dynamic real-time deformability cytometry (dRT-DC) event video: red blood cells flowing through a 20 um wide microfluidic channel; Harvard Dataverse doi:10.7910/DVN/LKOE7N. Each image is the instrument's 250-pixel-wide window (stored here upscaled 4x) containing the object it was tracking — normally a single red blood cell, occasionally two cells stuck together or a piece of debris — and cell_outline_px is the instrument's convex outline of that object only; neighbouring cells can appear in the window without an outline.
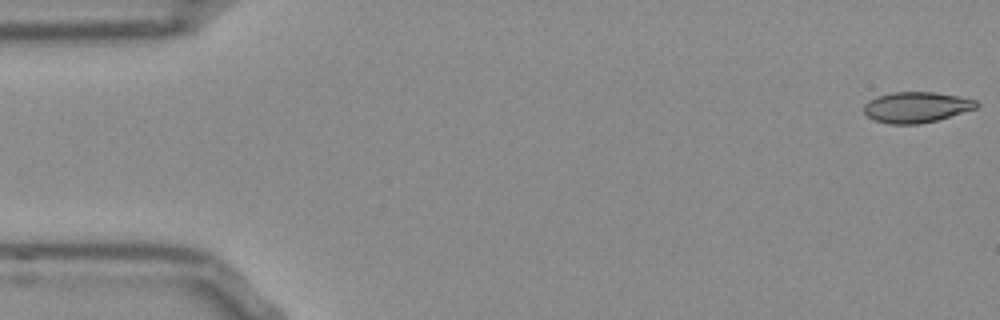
{"species": "Egyptian fruit bat (a non-hibernating species)", "species_latin": "Rousettus aegyptiacus", "temperature_condition": "room temperature", "stored_images_in_passage": 52, "camera_frame_rate_fps": 3000, "um_per_image_px": 0.085, "frame": {"image": 1, "passage_image": 1, "time_ms": 0.0, "image_size_px": [1000, 320], "cell_outline_px": [[980, 104], [976, 108], [936, 120], [916, 124], [888, 124], [876, 120], [868, 116], [864, 112], [864, 104], [868, 100], [876, 96], [892, 92], [932, 92], [956, 96], [976, 100]], "centroid_in_image_um": [77.85, 9.1], "position_along_channel_um": 7.1, "area_um2": 19.94}}
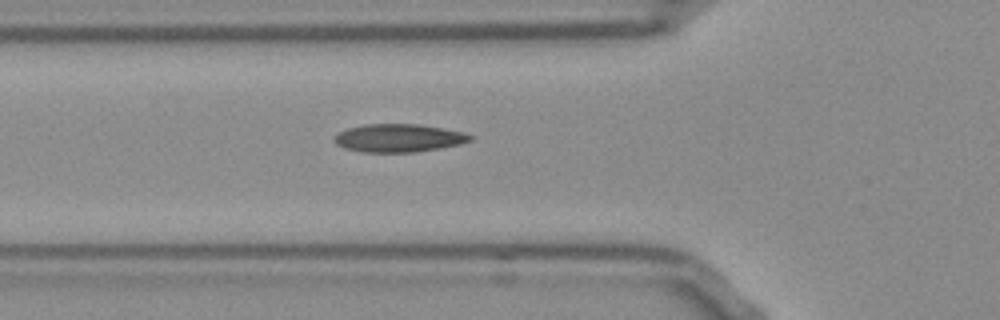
{"frame": {"image": 2, "passage_image": 18, "time_ms": 5.667, "image_size_px": [1000, 320], "cell_outline_px": [[472, 140], [460, 144], [440, 148], [412, 152], [360, 152], [344, 148], [336, 144], [332, 140], [340, 132], [348, 128], [364, 124], [416, 124], [444, 128], [464, 132], [472, 136]], "centroid_in_image_um": [33.88, 11.73], "position_along_channel_um": 91.9, "area_um2": 22.2}}
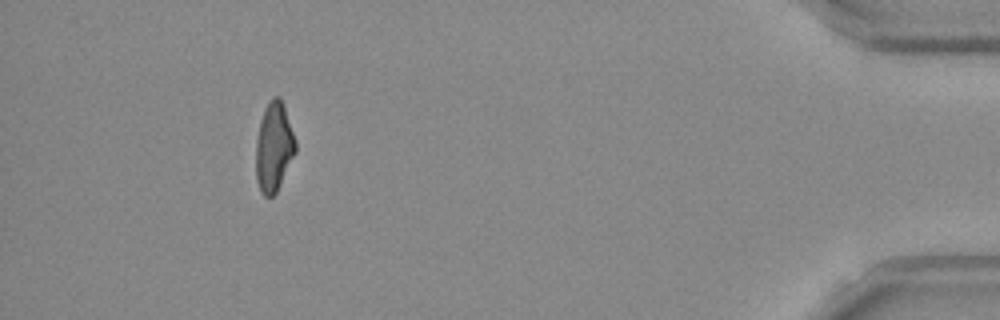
{"frame": {"image": 3, "passage_image": 48, "time_ms": 15.667, "image_size_px": [1000, 320], "cell_outline_px": [[296, 152], [276, 192], [272, 196], [264, 196], [260, 192], [256, 180], [256, 140], [260, 120], [264, 108], [272, 96], [280, 96], [284, 104], [296, 140]], "centroid_in_image_um": [23.28, 12.46], "position_along_channel_um": 411.9, "area_um2": 20.81}, "authors_computed_cell_mechanics": {"area_um2": 21.0681, "velocity_mm_per_s": 3.8554, "shape_relaxation_time_tau1_ms": null, "shape_relaxation_time_tau2_ms": 2.7922, "deformation_change_tau1": null, "deformation_change_tau2": 0.0891}}